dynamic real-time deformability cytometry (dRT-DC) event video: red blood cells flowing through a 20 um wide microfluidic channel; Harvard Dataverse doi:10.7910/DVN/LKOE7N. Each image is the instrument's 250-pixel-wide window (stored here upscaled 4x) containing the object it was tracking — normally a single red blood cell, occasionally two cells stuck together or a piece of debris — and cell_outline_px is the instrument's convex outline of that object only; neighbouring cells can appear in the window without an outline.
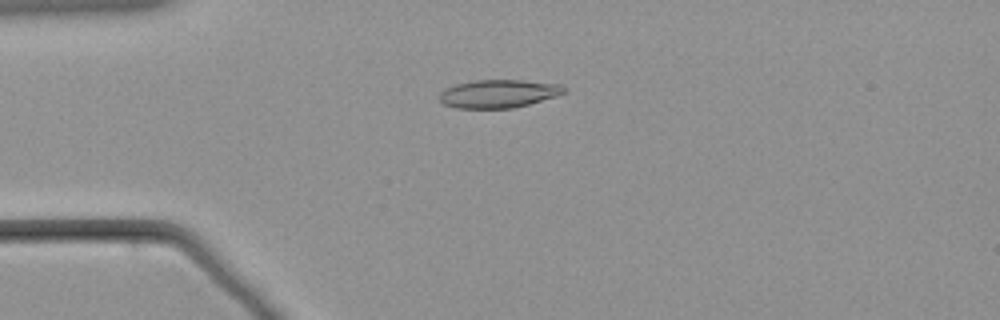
{"species": "common noctule bat (a hibernating species)", "species_latin": "Nyctalus noctula", "temperature_condition": "warm", "stored_images_in_passage": 54, "camera_frame_rate_fps": 3000, "um_per_image_px": 0.085, "animal": {"sex": "male", "body_mass_g": 21.5, "forearm_length_mm": 52.0}, "frame": {"image": 1, "passage_image": 10, "time_ms": 3.0, "image_size_px": [1000, 320], "cell_outline_px": [[568, 88], [564, 92], [556, 96], [528, 104], [512, 108], [456, 108], [444, 104], [440, 100], [440, 92], [444, 88], [456, 84], [476, 80], [524, 80], [564, 84]], "centroid_in_image_um": [42.4, 7.95], "position_along_channel_um": 42.6, "area_um2": 20.52}}
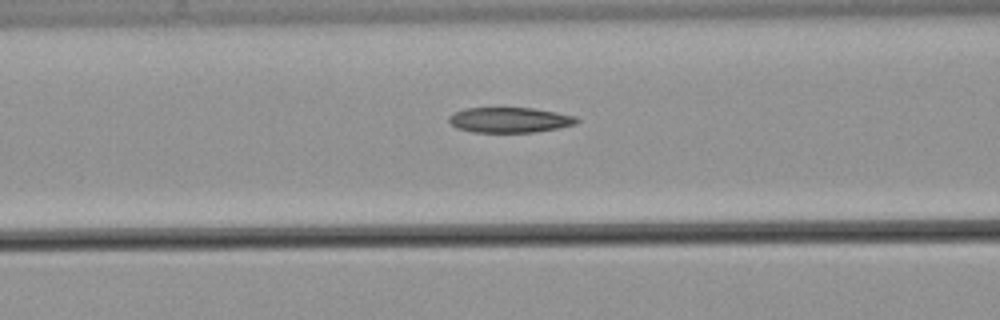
{"frame": {"image": 2, "passage_image": 19, "time_ms": 6.0, "image_size_px": [1000, 320], "cell_outline_px": [[580, 120], [576, 124], [536, 132], [472, 132], [456, 128], [448, 120], [448, 116], [464, 108], [532, 108], [556, 112], [576, 116]], "centroid_in_image_um": [43.32, 10.2], "position_along_channel_um": 123.3, "area_um2": 18.79}}
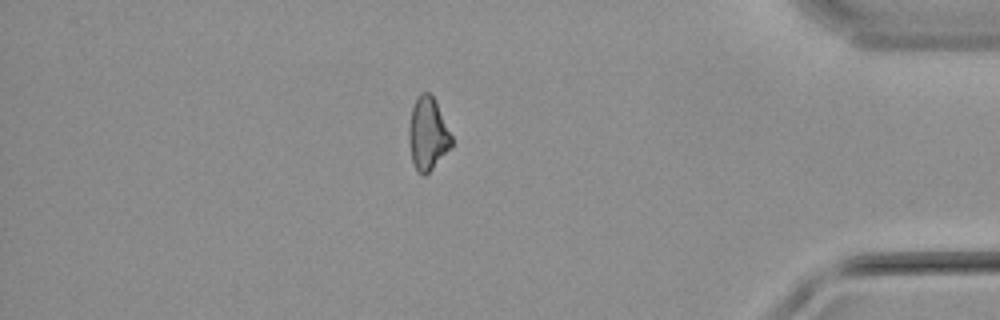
{"frame": {"image": 3, "passage_image": 46, "time_ms": 15.0, "image_size_px": [1000, 320], "cell_outline_px": [[452, 148], [424, 176], [416, 168], [412, 160], [408, 140], [408, 128], [412, 108], [416, 96], [420, 92], [428, 92], [432, 96], [452, 136]], "centroid_in_image_um": [36.35, 11.37], "position_along_channel_um": 398.9, "area_um2": 17.92}}